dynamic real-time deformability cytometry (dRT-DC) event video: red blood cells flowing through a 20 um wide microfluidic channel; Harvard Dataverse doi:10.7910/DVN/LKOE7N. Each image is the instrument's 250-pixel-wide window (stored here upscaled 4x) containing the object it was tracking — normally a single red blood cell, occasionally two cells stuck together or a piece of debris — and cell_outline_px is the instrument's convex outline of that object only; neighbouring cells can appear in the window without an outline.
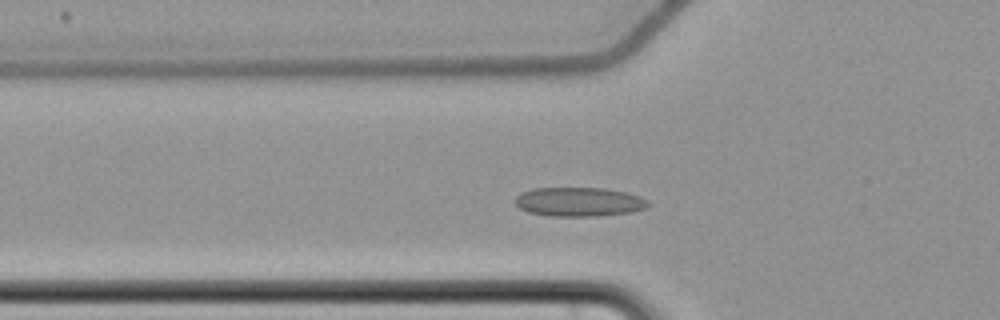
{"species": "common noctule bat (a hibernating species)", "species_latin": "Nyctalus noctula", "temperature_condition": "cold", "stored_images_in_passage": 24, "camera_frame_rate_fps": 3000, "um_per_image_px": 0.085, "animal": {"sex": "female", "body_mass_g": 22.7, "forearm_length_mm": 54.2}, "frame": {"image": 1, "passage_image": 15, "time_ms": 4.667, "image_size_px": [1000, 320], "cell_outline_px": [[648, 204], [644, 208], [632, 212], [600, 216], [548, 216], [528, 212], [520, 208], [512, 200], [520, 192], [532, 188], [604, 188], [628, 192], [640, 196], [648, 200]], "centroid_in_image_um": [49.18, 17.15], "position_along_channel_um": 76.6, "area_um2": 22.83}}
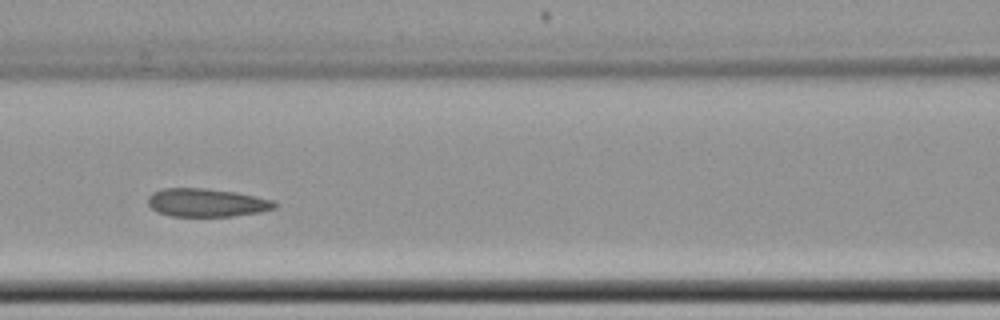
{"frame": {"image": 2, "passage_image": 21, "time_ms": 6.667, "image_size_px": [1000, 320], "cell_outline_px": [[280, 204], [276, 208], [260, 212], [232, 216], [172, 216], [156, 212], [148, 204], [148, 196], [152, 192], [164, 188], [208, 188], [236, 192], [272, 200]], "centroid_in_image_um": [17.57, 17.22], "position_along_channel_um": 149.0, "area_um2": 20.98}}
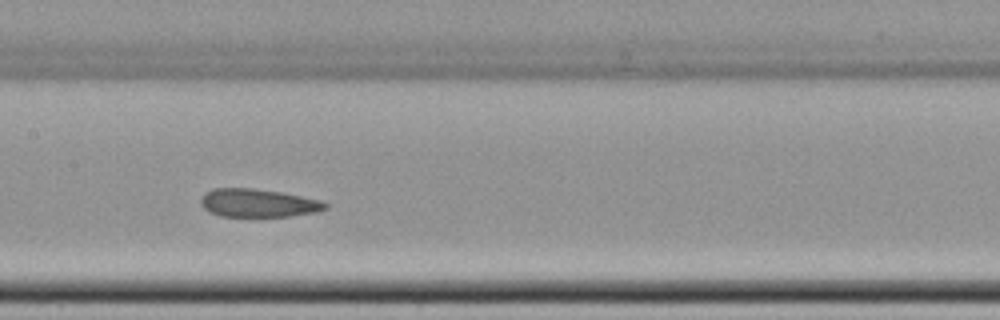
{"frame": {"image": 3, "passage_image": 24, "time_ms": 7.667, "image_size_px": [1000, 320], "cell_outline_px": [[328, 208], [316, 212], [288, 216], [220, 216], [204, 208], [200, 204], [200, 196], [204, 192], [212, 188], [252, 188], [280, 192], [320, 200], [328, 204]], "centroid_in_image_um": [21.9, 17.24], "position_along_channel_um": 185.5, "area_um2": 20.4}}